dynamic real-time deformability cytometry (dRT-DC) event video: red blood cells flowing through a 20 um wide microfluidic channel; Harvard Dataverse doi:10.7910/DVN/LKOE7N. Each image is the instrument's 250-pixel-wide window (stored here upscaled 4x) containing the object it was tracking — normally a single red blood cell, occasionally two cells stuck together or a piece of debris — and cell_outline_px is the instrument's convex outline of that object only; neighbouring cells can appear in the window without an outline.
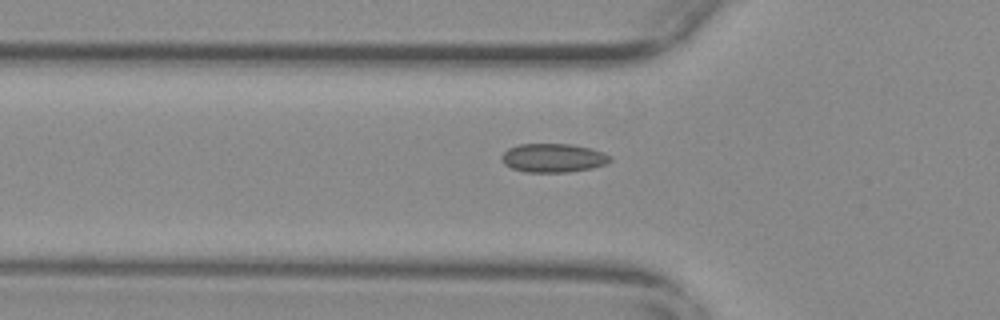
{"species": "common noctule bat (a hibernating species)", "species_latin": "Nyctalus noctula", "temperature_condition": "warm", "stored_images_in_passage": 39, "camera_frame_rate_fps": 3000, "um_per_image_px": 0.085, "animal": {"sex": "female", "body_mass_g": 29.2, "forearm_length_mm": 56.3}, "frame": {"image": 1, "passage_image": 7, "time_ms": 2.0, "image_size_px": [1000, 320], "cell_outline_px": [[612, 160], [608, 164], [592, 168], [568, 172], [524, 172], [512, 168], [504, 164], [500, 160], [500, 156], [508, 148], [520, 144], [572, 144], [604, 152], [612, 156]], "centroid_in_image_um": [47.03, 13.43], "position_along_channel_um": 78.8, "area_um2": 18.38}}
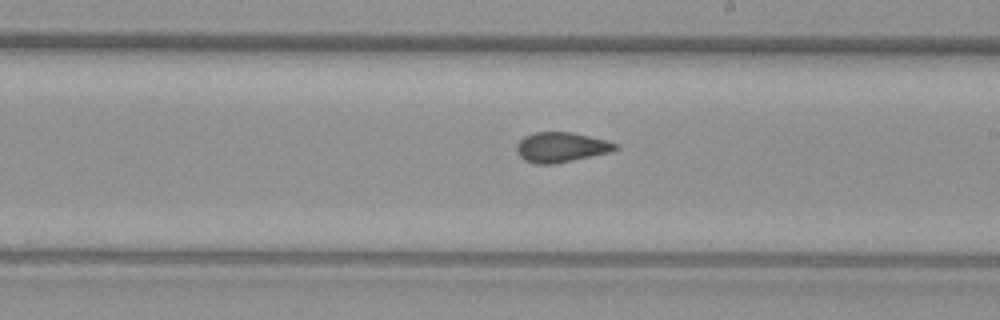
{"frame": {"image": 2, "passage_image": 20, "time_ms": 6.333, "image_size_px": [1000, 320], "cell_outline_px": [[620, 148], [612, 152], [556, 164], [536, 164], [524, 160], [516, 152], [516, 144], [524, 136], [536, 132], [572, 132], [608, 140], [620, 144]], "centroid_in_image_um": [47.74, 12.52], "position_along_channel_um": 241.3, "area_um2": 17.63}}
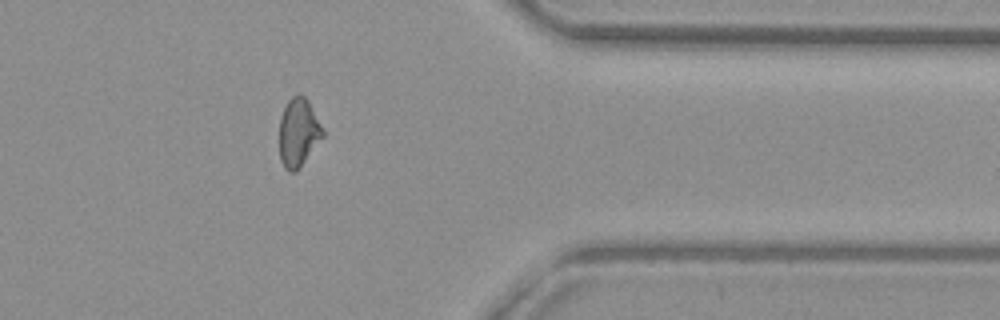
{"frame": {"image": 3, "passage_image": 33, "time_ms": 10.667, "image_size_px": [1000, 320], "cell_outline_px": [[324, 136], [296, 172], [288, 172], [284, 168], [280, 160], [280, 116], [288, 100], [292, 96], [304, 96], [308, 100], [324, 128]], "centroid_in_image_um": [25.37, 11.28], "position_along_channel_um": 386.0, "area_um2": 17.34}}